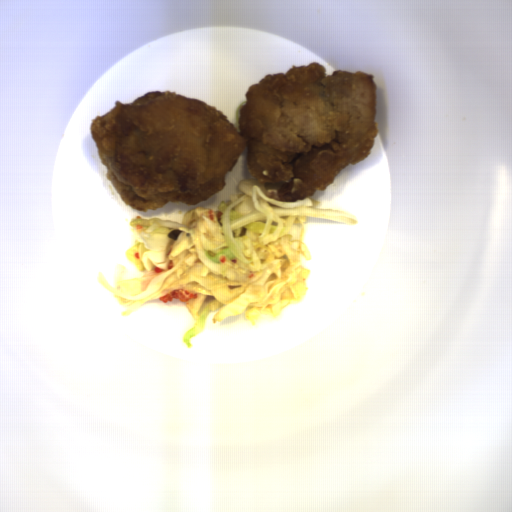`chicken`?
Here are the masks:
<instances>
[{"mask_svg":"<svg viewBox=\"0 0 512 512\" xmlns=\"http://www.w3.org/2000/svg\"><path fill=\"white\" fill-rule=\"evenodd\" d=\"M239 131L211 105L149 91L96 116L90 129L105 178L132 209L197 205L225 187L248 145L247 169L269 198L294 203L326 191L370 155L379 133L372 74L311 62L251 85Z\"/></svg>","mask_w":512,"mask_h":512,"instance_id":"ae283196","label":"chicken"}]
</instances>
